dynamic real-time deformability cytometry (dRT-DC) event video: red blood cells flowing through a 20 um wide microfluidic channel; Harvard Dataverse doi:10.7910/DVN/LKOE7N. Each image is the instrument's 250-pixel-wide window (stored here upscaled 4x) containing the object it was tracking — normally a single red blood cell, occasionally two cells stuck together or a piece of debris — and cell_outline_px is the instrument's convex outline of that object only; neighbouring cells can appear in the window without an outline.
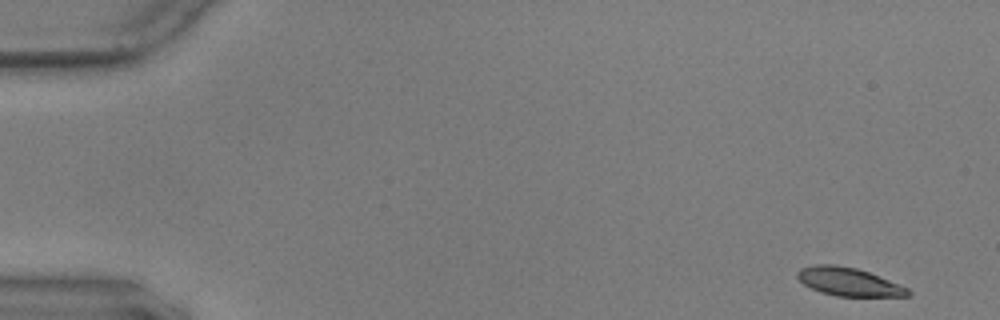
{"species": "common noctule bat (a hibernating species)", "species_latin": "Nyctalus noctula", "temperature_condition": "warm", "stored_images_in_passage": 12, "camera_frame_rate_fps": 3000, "um_per_image_px": 0.085, "animal": {"sex": "male", "body_mass_g": 17.9, "forearm_length_mm": 54.2}, "frame": {"image": 1, "passage_image": 1, "time_ms": 0.0, "image_size_px": [1000, 320], "cell_outline_px": [[912, 296], [836, 296], [820, 292], [804, 284], [796, 276], [796, 272], [800, 268], [816, 264], [836, 264], [856, 268], [868, 272], [908, 288], [912, 292]], "centroid_in_image_um": [72.12, 23.95], "position_along_channel_um": 12.9, "area_um2": 18.15}}